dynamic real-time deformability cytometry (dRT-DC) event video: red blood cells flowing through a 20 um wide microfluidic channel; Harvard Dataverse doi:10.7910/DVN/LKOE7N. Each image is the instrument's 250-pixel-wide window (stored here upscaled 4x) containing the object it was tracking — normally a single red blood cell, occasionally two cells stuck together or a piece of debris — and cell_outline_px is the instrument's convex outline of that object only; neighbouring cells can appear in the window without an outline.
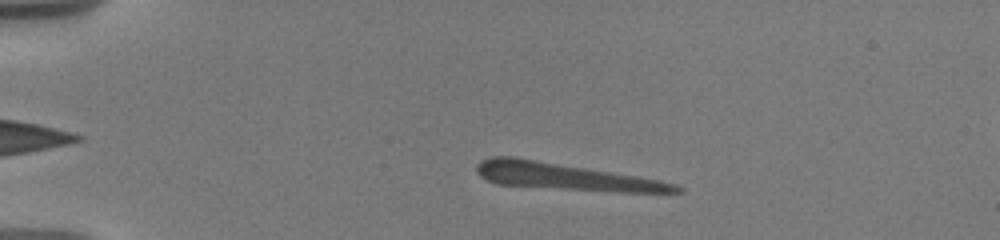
{"species": "human", "species_latin": "Homo sapiens", "temperature_condition": "warm", "stored_images_in_passage": 27, "camera_frame_rate_fps": 3000, "um_per_image_px": 0.085, "donor": {"sex": "male"}, "frame": {"image": 1, "passage_image": 8, "time_ms": 3.333, "image_size_px": [1000, 240], "cell_outline_px": [[684, 192], [620, 192], [496, 184], [480, 176], [476, 172], [476, 164], [492, 156], [516, 156], [660, 180], [676, 184], [684, 188]], "centroid_in_image_um": [48.04, 15.0], "position_along_channel_um": 37.0, "area_um2": 30.92}}
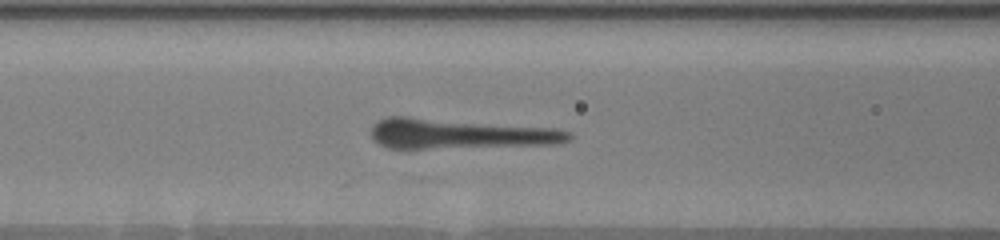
{"frame": {"image": 2, "passage_image": 17, "time_ms": 7.333, "image_size_px": [1000, 240], "cell_outline_px": [[572, 140], [560, 144], [428, 148], [388, 148], [380, 144], [372, 136], [372, 128], [380, 120], [388, 116], [408, 116], [560, 128], [572, 132]], "centroid_in_image_um": [39.18, 11.35], "position_along_channel_um": 127.4, "area_um2": 34.85}}
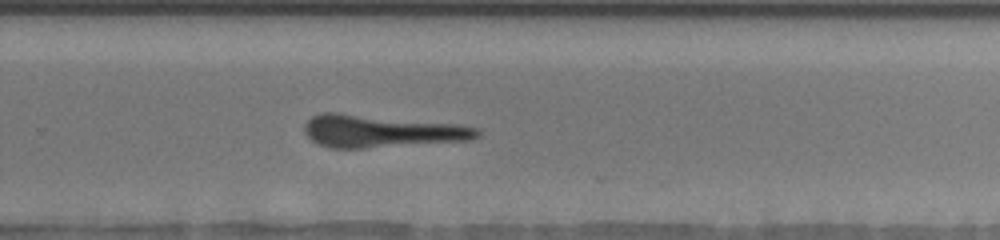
{"frame": {"image": 3, "passage_image": 27, "time_ms": 12.0, "image_size_px": [1000, 240], "cell_outline_px": [[480, 136], [468, 140], [364, 148], [332, 148], [320, 144], [312, 140], [304, 132], [304, 124], [312, 116], [320, 112], [336, 112], [460, 124], [480, 128]], "centroid_in_image_um": [32.4, 11.13], "position_along_channel_um": 297.4, "area_um2": 32.71}}